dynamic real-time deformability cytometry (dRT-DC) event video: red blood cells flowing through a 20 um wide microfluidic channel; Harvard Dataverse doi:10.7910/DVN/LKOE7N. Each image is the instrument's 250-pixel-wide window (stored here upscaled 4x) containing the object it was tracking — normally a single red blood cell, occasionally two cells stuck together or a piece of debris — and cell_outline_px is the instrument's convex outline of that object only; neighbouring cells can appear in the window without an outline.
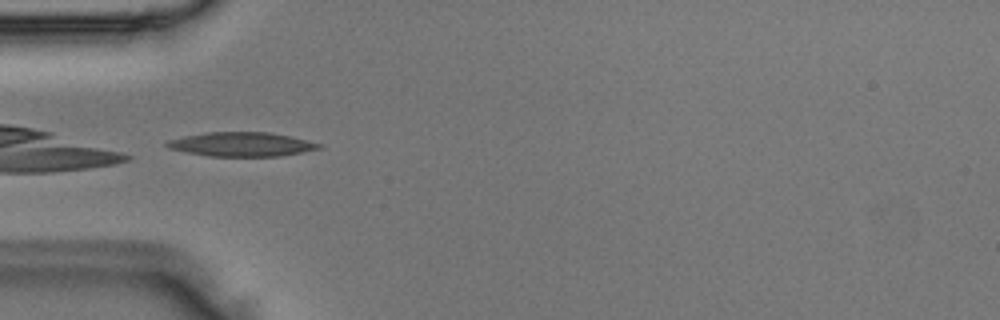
{"species": "Egyptian fruit bat (a non-hibernating species)", "species_latin": "Rousettus aegyptiacus", "temperature_condition": "room temperature", "stored_images_in_passage": 4, "camera_frame_rate_fps": 3000, "um_per_image_px": 0.085, "animal": {"sex": "male"}, "frame": {"image": 1, "passage_image": 4, "time_ms": 1.0, "image_size_px": [1000, 320], "cell_outline_px": [[324, 148], [280, 156], [208, 156], [168, 148], [164, 144], [168, 140], [184, 136], [204, 132], [268, 132], [292, 136], [324, 144]], "centroid_in_image_um": [20.58, 12.26], "position_along_channel_um": 64.4, "area_um2": 21.56}}